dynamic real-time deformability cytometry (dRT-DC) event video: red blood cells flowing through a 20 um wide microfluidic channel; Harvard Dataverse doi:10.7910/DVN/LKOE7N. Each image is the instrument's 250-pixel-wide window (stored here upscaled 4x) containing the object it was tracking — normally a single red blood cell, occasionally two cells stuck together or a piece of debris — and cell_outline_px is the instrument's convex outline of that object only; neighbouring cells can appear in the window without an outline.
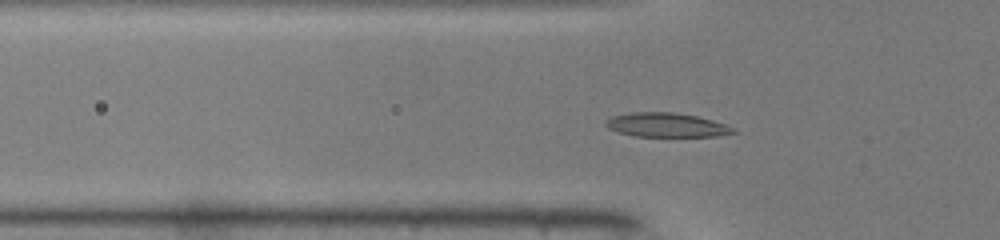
{"species": "common noctule bat (a hibernating species)", "species_latin": "Nyctalus noctula", "temperature_condition": "warm", "stored_images_in_passage": 42, "camera_frame_rate_fps": 3000, "um_per_image_px": 0.085, "animal": {"sex": "male", "body_mass_g": 19.0, "forearm_length_mm": 50.8}, "frame": {"image": 1, "passage_image": 8, "time_ms": 2.333, "image_size_px": [1000, 240], "cell_outline_px": [[736, 132], [716, 136], [636, 136], [620, 132], [608, 128], [604, 124], [612, 116], [628, 112], [672, 112], [696, 116], [712, 120], [736, 128]], "centroid_in_image_um": [56.65, 10.62], "position_along_channel_um": 69.2, "area_um2": 17.74}}
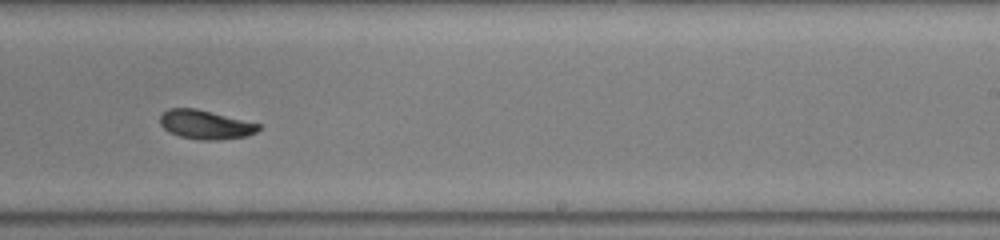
{"frame": {"image": 2, "passage_image": 23, "time_ms": 7.333, "image_size_px": [1000, 240], "cell_outline_px": [[260, 128], [256, 132], [248, 136], [220, 140], [200, 140], [180, 136], [168, 132], [160, 124], [160, 116], [168, 108], [196, 108], [260, 124]], "centroid_in_image_um": [17.46, 10.6], "position_along_channel_um": 271.5, "area_um2": 16.65}}
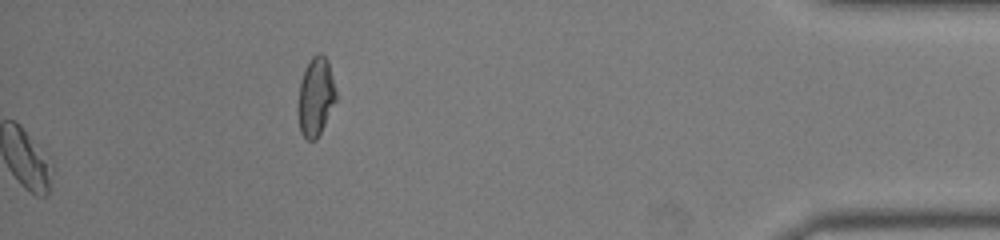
{"frame": {"image": 3, "passage_image": 42, "time_ms": 13.667, "image_size_px": [1000, 240], "cell_outline_px": [[336, 100], [316, 140], [308, 140], [300, 132], [300, 80], [304, 68], [312, 56], [316, 52], [320, 52], [328, 60], [336, 92]], "centroid_in_image_um": [26.85, 8.15], "position_along_channel_um": 408.3, "area_um2": 16.88}, "authors_computed_cell_mechanics": {"area_um2": 16.762, "velocity_mm_per_s": 4.0633, "shape_relaxation_time_tau1_ms": 3.2582, "shape_relaxation_time_tau2_ms": 0.7086, "deformation_change_tau1": 0.1366, "deformation_change_tau2": 0.0319}}